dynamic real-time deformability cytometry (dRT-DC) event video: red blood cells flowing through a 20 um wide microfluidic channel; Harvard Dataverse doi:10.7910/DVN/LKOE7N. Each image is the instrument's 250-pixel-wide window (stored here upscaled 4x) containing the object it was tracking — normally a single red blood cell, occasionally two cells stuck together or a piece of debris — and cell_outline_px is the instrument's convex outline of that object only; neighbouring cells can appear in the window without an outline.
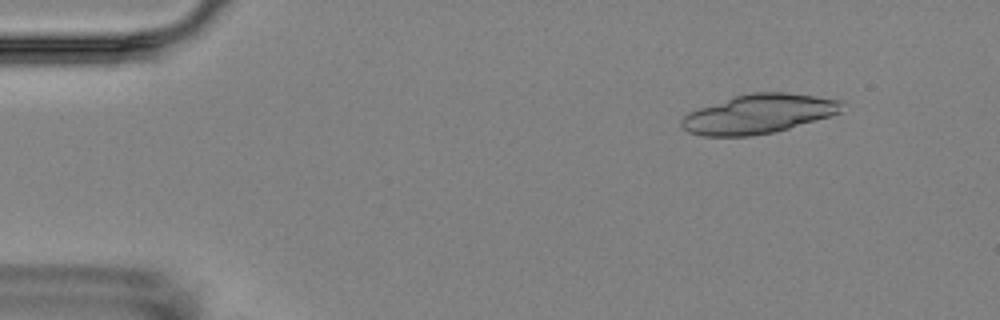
{"species": "Egyptian fruit bat (a non-hibernating species)", "species_latin": "Rousettus aegyptiacus", "temperature_condition": "room temperature", "stored_images_in_passage": 5, "camera_frame_rate_fps": 3000, "um_per_image_px": 0.085, "animal": {"sex": "female"}, "frame": {"image": 1, "passage_image": 1, "time_ms": 0.0, "image_size_px": [1000, 320], "cell_outline_px": [[844, 100], [840, 112], [828, 116], [776, 132], [748, 136], [704, 136], [688, 132], [680, 124], [680, 120], [688, 112], [736, 96], [752, 92], [788, 92]], "centroid_in_image_um": [64.48, 9.68], "position_along_channel_um": 20.5, "area_um2": 36.36}}